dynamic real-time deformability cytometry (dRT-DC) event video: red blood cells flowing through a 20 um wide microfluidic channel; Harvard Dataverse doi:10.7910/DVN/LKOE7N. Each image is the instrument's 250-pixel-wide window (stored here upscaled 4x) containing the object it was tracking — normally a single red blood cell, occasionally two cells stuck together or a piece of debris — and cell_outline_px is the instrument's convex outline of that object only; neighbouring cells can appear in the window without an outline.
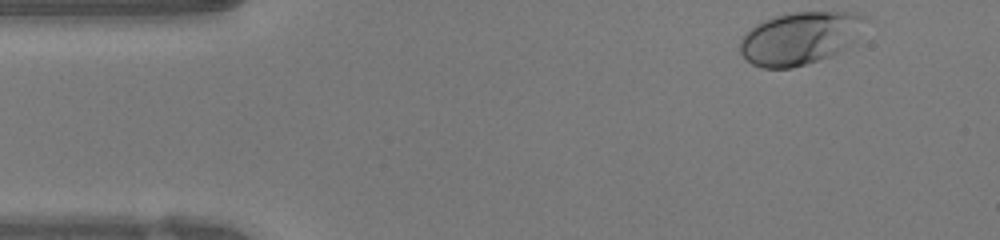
{"species": "human", "species_latin": "Homo sapiens", "temperature_condition": "warm", "stored_images_in_passage": 44, "camera_frame_rate_fps": 3000, "um_per_image_px": 0.085, "donor": {"sex": "female"}, "frame": {"image": 1, "passage_image": 1, "time_ms": 0.0, "image_size_px": [1000, 240], "cell_outline_px": [[868, 20], [852, 40], [840, 52], [792, 68], [760, 68], [752, 64], [740, 52], [740, 40], [756, 24], [764, 20], [788, 12], [860, 12], [868, 16]], "centroid_in_image_um": [67.99, 3.22], "position_along_channel_um": 17.0, "area_um2": 38.03}}
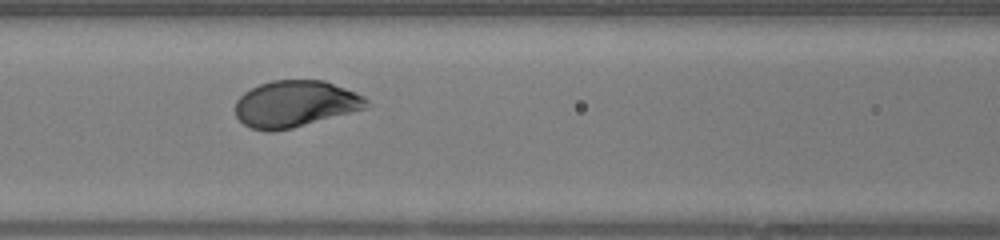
{"frame": {"image": 2, "passage_image": 16, "time_ms": 5.0, "image_size_px": [1000, 240], "cell_outline_px": [[372, 108], [292, 128], [272, 132], [268, 132], [252, 128], [244, 124], [236, 116], [236, 100], [244, 92], [260, 84], [272, 80], [324, 80], [356, 92], [364, 96], [368, 100]], "centroid_in_image_um": [25.16, 8.84], "position_along_channel_um": 141.4, "area_um2": 36.01}}
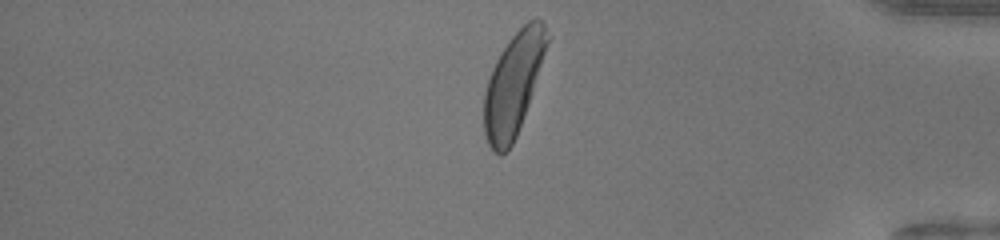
{"frame": {"image": 3, "passage_image": 36, "time_ms": 11.667, "image_size_px": [1000, 240], "cell_outline_px": [[552, 36], [528, 104], [516, 136], [512, 144], [500, 156], [492, 152], [484, 136], [484, 92], [488, 76], [500, 52], [512, 36], [528, 20], [544, 20]], "centroid_in_image_um": [43.65, 7.12], "position_along_channel_um": 391.6, "area_um2": 37.86}, "authors_computed_cell_mechanics": {"area_um2": 36.3562, "velocity_mm_per_s": 4.2333, "shape_relaxation_time_tau1_ms": 1.476, "shape_relaxation_time_tau2_ms": null, "deformation_change_tau1": 0.1213, "deformation_change_tau2": null}}